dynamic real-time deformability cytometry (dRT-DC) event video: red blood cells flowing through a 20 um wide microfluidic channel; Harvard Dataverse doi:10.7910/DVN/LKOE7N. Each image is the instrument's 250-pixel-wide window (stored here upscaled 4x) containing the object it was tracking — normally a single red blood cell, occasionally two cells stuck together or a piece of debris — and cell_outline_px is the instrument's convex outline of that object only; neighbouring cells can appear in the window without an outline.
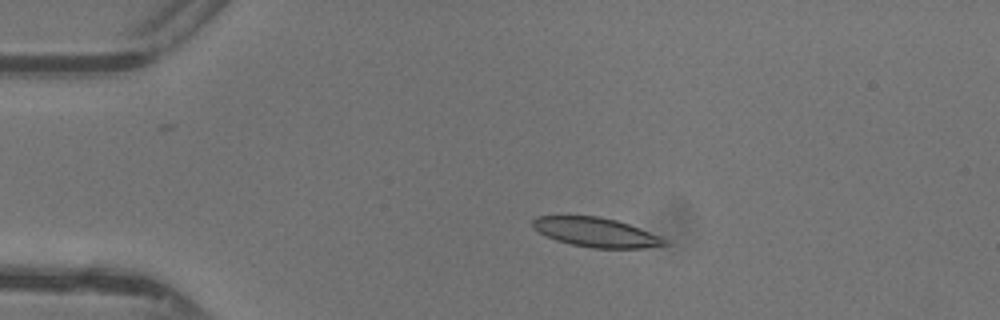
{"species": "common noctule bat (a hibernating species)", "species_latin": "Nyctalus noctula", "temperature_condition": "warm", "stored_images_in_passage": 38, "camera_frame_rate_fps": 3000, "um_per_image_px": 0.085, "animal": {"sex": "female"}, "frame": {"image": 1, "passage_image": 1, "time_ms": 0.0, "image_size_px": [1000, 320], "cell_outline_px": [[668, 244], [644, 248], [592, 248], [572, 244], [556, 240], [532, 228], [532, 220], [536, 216], [600, 216], [616, 220], [640, 228], [660, 236], [668, 240]], "centroid_in_image_um": [50.67, 19.74], "position_along_channel_um": 34.3, "area_um2": 22.43}}
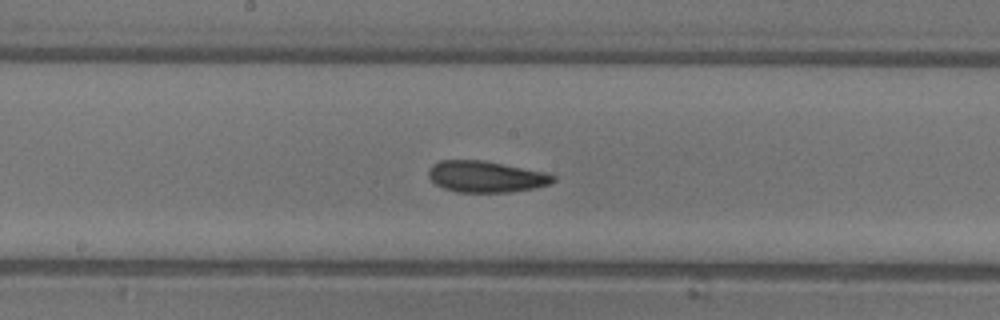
{"frame": {"image": 2, "passage_image": 16, "time_ms": 5.0, "image_size_px": [1000, 320], "cell_outline_px": [[556, 180], [548, 184], [532, 188], [508, 192], [456, 192], [444, 188], [436, 184], [428, 176], [428, 168], [432, 164], [440, 160], [480, 160], [544, 172], [556, 176]], "centroid_in_image_um": [41.25, 15.01], "position_along_channel_um": 206.9, "area_um2": 22.48}}
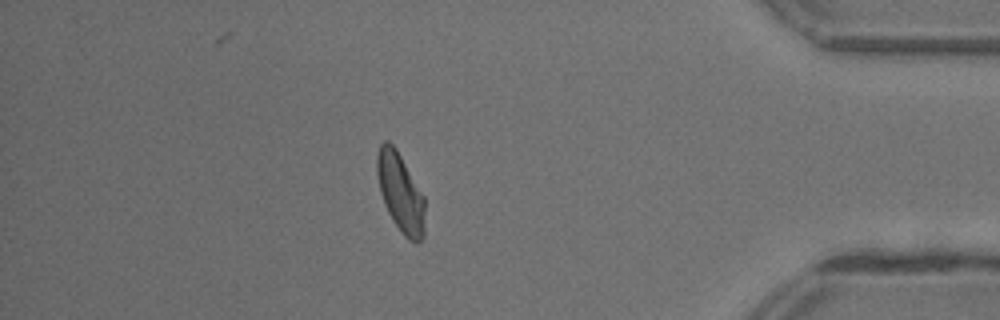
{"frame": {"image": 3, "passage_image": 32, "time_ms": 10.333, "image_size_px": [1000, 320], "cell_outline_px": [[424, 236], [416, 244], [408, 240], [400, 232], [392, 220], [388, 212], [380, 192], [376, 172], [376, 156], [380, 144], [384, 140], [388, 140], [396, 148], [424, 196]], "centroid_in_image_um": [34.02, 16.38], "position_along_channel_um": 401.2, "area_um2": 22.14}, "authors_computed_cell_mechanics": {"area_um2": 22.4553, "velocity_mm_per_s": 4.3956, "shape_relaxation_time_tau1_ms": 6.0296, "shape_relaxation_time_tau2_ms": 2.1646, "deformation_change_tau1": 0.1655, "deformation_change_tau2": 0.0838}}